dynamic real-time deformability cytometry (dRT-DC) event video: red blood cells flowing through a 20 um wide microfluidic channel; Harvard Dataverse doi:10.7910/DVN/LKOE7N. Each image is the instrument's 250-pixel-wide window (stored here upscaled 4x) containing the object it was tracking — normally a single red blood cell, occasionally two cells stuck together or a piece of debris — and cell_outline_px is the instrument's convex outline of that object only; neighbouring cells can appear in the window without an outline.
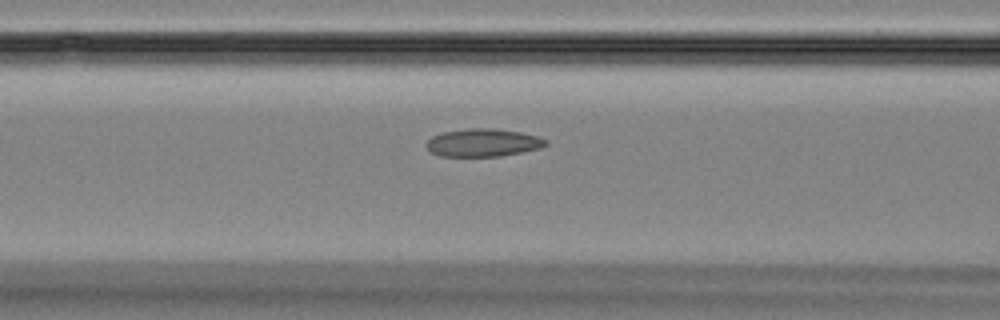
{"species": "Egyptian fruit bat (a non-hibernating species)", "species_latin": "Rousettus aegyptiacus", "temperature_condition": "room temperature", "stored_images_in_passage": 49, "camera_frame_rate_fps": 3000, "um_per_image_px": 0.085, "animal": {"sex": "female"}, "frame": {"image": 1, "passage_image": 20, "time_ms": 6.333, "image_size_px": [1000, 320], "cell_outline_px": [[548, 144], [540, 148], [500, 156], [440, 156], [432, 152], [424, 144], [432, 136], [444, 132], [468, 128], [492, 128], [520, 132], [536, 136], [548, 140]], "centroid_in_image_um": [41.05, 12.12], "position_along_channel_um": 125.5, "area_um2": 19.25}}
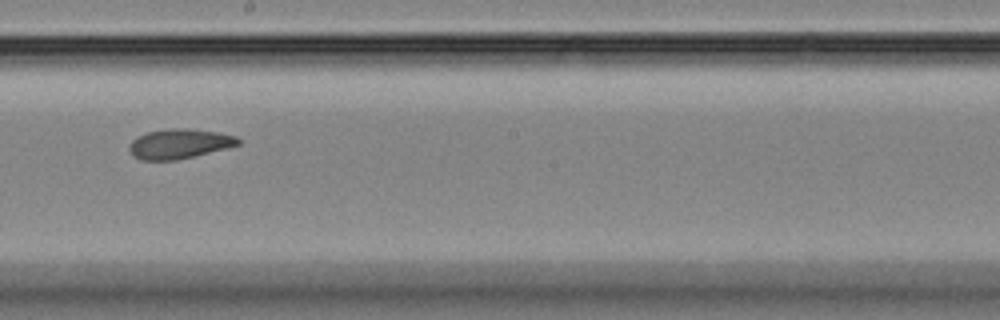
{"frame": {"image": 2, "passage_image": 28, "time_ms": 9.0, "image_size_px": [1000, 320], "cell_outline_px": [[240, 144], [228, 148], [176, 160], [140, 160], [132, 156], [128, 148], [132, 140], [136, 136], [148, 132], [172, 128], [188, 128], [216, 132], [236, 136], [240, 140]], "centroid_in_image_um": [15.22, 12.22], "position_along_channel_um": 233.0, "area_um2": 18.9}}
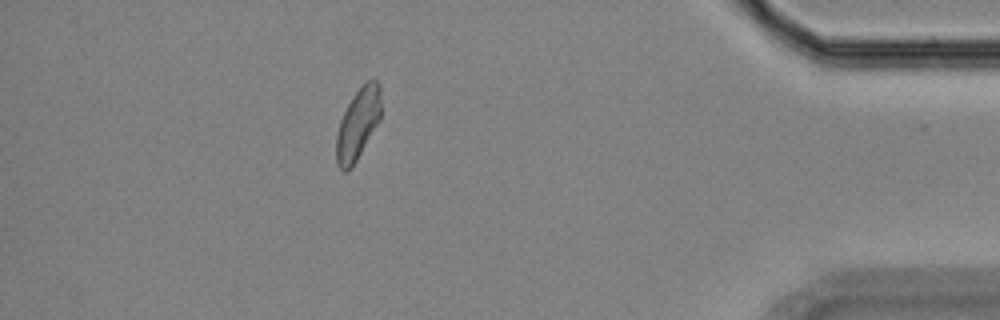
{"frame": {"image": 3, "passage_image": 44, "time_ms": 14.333, "image_size_px": [1000, 320], "cell_outline_px": [[380, 120], [352, 168], [348, 172], [344, 172], [336, 164], [336, 136], [340, 120], [352, 96], [372, 76], [380, 84]], "centroid_in_image_um": [30.42, 10.56], "position_along_channel_um": 404.8, "area_um2": 18.61}}